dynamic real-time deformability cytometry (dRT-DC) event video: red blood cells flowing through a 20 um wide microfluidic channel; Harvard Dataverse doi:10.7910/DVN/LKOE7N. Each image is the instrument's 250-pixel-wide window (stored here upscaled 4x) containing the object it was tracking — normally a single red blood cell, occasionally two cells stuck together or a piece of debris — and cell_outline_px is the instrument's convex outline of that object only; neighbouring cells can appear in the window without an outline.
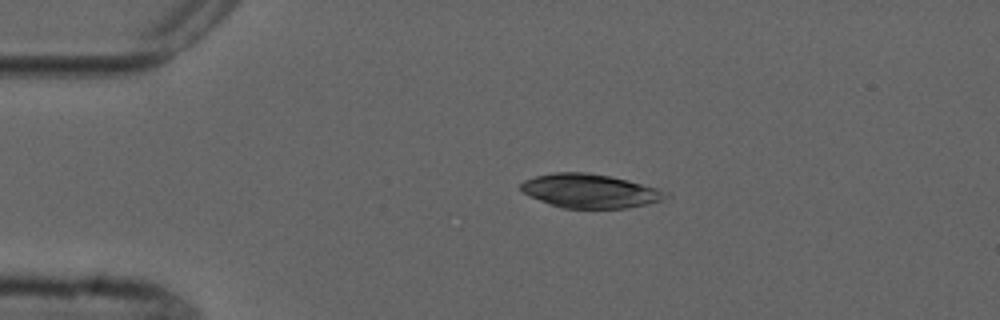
{"species": "common noctule bat (a hibernating species)", "species_latin": "Nyctalus noctula", "temperature_condition": "cold", "stored_images_in_passage": 4, "camera_frame_rate_fps": 3000, "um_per_image_px": 0.085, "animal": {"sex": "male", "forearm_length_mm": 52.5}, "frame": {"image": 1, "passage_image": 3, "time_ms": 2.333, "image_size_px": [1000, 320], "cell_outline_px": [[672, 196], [648, 204], [628, 208], [560, 208], [540, 200], [524, 192], [520, 188], [520, 184], [524, 180], [536, 176], [552, 172], [588, 172], [628, 180], [672, 192]], "centroid_in_image_um": [50.2, 16.23], "position_along_channel_um": 34.8, "area_um2": 28.73}}